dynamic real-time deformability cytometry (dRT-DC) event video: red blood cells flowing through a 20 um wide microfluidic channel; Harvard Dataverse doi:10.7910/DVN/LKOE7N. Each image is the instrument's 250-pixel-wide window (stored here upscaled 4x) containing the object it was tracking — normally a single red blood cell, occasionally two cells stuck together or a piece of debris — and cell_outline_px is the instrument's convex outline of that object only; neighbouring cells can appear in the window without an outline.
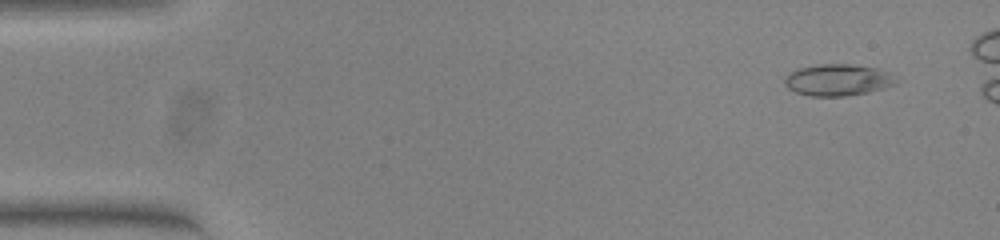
{"species": "common noctule bat (a hibernating species)", "species_latin": "Nyctalus noctula", "temperature_condition": "warm", "stored_images_in_passage": 48, "camera_frame_rate_fps": 3000, "um_per_image_px": 0.085, "animal": {"sex": "female", "body_mass_g": 23.0, "forearm_length_mm": 53.4}, "frame": {"image": 1, "passage_image": 4, "time_ms": 1.0, "image_size_px": [1000, 240], "cell_outline_px": [[900, 80], [896, 84], [884, 88], [868, 92], [844, 96], [808, 96], [796, 92], [788, 88], [784, 84], [784, 76], [788, 72], [796, 68], [820, 64], [848, 64], [876, 68], [888, 72]], "centroid_in_image_um": [71.19, 6.79], "position_along_channel_um": 13.8, "area_um2": 20.75}}
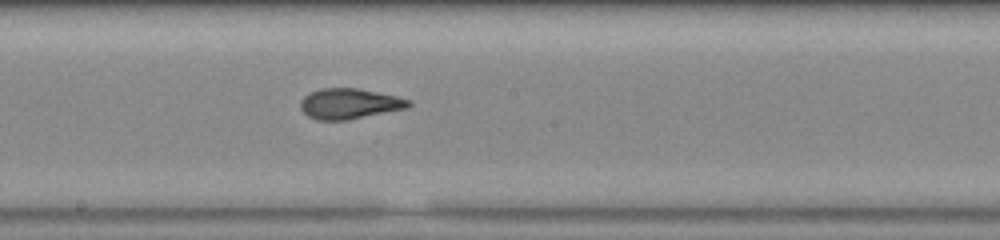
{"frame": {"image": 2, "passage_image": 29, "time_ms": 9.333, "image_size_px": [1000, 240], "cell_outline_px": [[412, 104], [408, 108], [348, 120], [316, 120], [308, 116], [300, 108], [300, 100], [304, 96], [320, 88], [356, 88], [396, 96], [412, 100]], "centroid_in_image_um": [29.71, 8.82], "position_along_channel_um": 218.5, "area_um2": 19.25}}
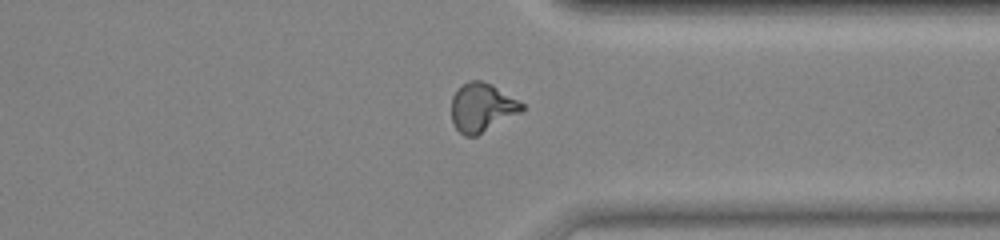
{"frame": {"image": 3, "passage_image": 41, "time_ms": 13.333, "image_size_px": [1000, 240], "cell_outline_px": [[524, 108], [520, 112], [476, 136], [464, 136], [452, 124], [452, 96], [468, 80], [480, 80], [492, 84], [524, 104]], "centroid_in_image_um": [40.95, 9.14], "position_along_channel_um": 370.5, "area_um2": 19.71}}